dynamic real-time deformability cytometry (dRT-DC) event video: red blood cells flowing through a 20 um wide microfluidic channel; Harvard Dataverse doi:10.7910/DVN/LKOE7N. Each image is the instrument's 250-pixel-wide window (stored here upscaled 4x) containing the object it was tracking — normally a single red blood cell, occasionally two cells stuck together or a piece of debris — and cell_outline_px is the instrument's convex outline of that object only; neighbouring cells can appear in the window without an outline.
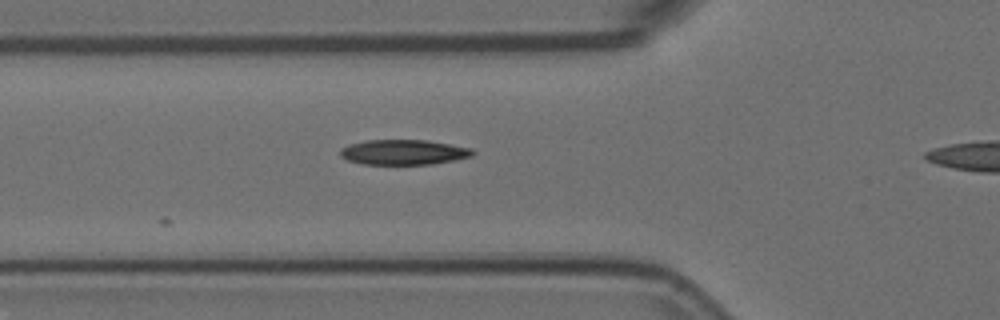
{"species": "Egyptian fruit bat (a non-hibernating species)", "species_latin": "Rousettus aegyptiacus", "temperature_condition": "room temperature", "stored_images_in_passage": 6, "camera_frame_rate_fps": 3000, "um_per_image_px": 0.085, "animal": {"sex": "female"}, "frame": {"image": 1, "passage_image": 6, "time_ms": 1.667, "image_size_px": [1000, 320], "cell_outline_px": [[476, 152], [472, 156], [456, 160], [432, 164], [364, 164], [348, 160], [340, 156], [340, 148], [348, 144], [364, 140], [428, 140], [472, 148]], "centroid_in_image_um": [34.31, 12.93], "position_along_channel_um": 91.5, "area_um2": 19.54}}